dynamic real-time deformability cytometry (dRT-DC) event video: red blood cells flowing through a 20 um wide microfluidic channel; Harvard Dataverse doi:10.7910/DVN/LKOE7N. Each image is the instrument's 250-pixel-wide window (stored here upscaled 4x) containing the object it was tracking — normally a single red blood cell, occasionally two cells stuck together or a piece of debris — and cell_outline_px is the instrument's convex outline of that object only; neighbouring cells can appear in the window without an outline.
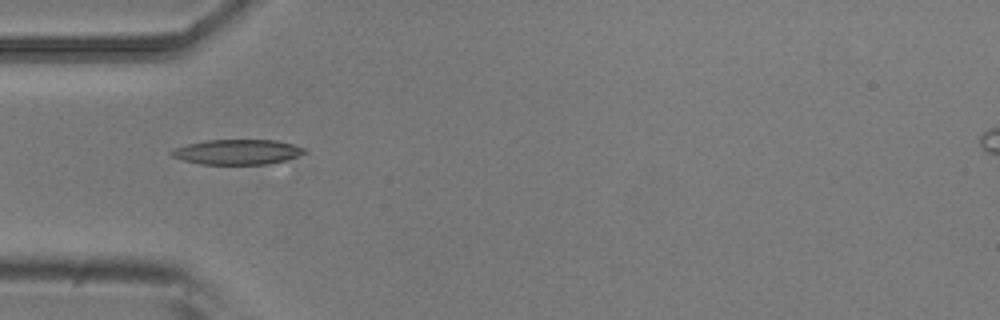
{"species": "common noctule bat (a hibernating species)", "species_latin": "Nyctalus noctula", "temperature_condition": "room temperature", "stored_images_in_passage": 3, "camera_frame_rate_fps": 3000, "um_per_image_px": 0.085, "animal": {"sex": "male", "body_mass_g": 20.5, "forearm_length_mm": 52.5}, "frame": {"image": 1, "passage_image": 2, "time_ms": 0.333, "image_size_px": [1000, 320], "cell_outline_px": [[308, 152], [288, 160], [268, 164], [200, 164], [184, 160], [172, 156], [168, 152], [176, 148], [188, 144], [208, 140], [276, 140], [292, 144], [304, 148]], "centroid_in_image_um": [20.21, 12.92], "position_along_channel_um": 64.8, "area_um2": 19.36}}